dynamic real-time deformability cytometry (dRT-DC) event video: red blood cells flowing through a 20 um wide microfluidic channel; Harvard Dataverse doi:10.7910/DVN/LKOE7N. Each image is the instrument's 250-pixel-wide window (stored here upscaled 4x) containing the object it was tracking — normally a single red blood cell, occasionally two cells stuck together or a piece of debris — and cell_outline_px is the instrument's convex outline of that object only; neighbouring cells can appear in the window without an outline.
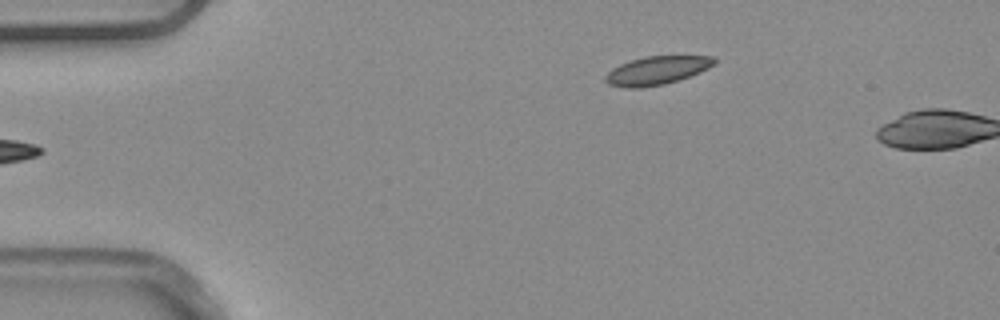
{"species": "common noctule bat (a hibernating species)", "species_latin": "Nyctalus noctula", "temperature_condition": "warm", "stored_images_in_passage": 3, "camera_frame_rate_fps": 3000, "um_per_image_px": 0.085, "animal": {"sex": "male", "body_mass_g": 20.4}, "frame": {"image": 1, "passage_image": 3, "time_ms": 0.667, "image_size_px": [1000, 320], "cell_outline_px": [[716, 64], [708, 68], [688, 76], [664, 84], [640, 88], [628, 88], [608, 84], [604, 80], [604, 76], [612, 68], [620, 64], [644, 56], [712, 56], [716, 60]], "centroid_in_image_um": [55.79, 5.98], "position_along_channel_um": 29.2, "area_um2": 17.86}}